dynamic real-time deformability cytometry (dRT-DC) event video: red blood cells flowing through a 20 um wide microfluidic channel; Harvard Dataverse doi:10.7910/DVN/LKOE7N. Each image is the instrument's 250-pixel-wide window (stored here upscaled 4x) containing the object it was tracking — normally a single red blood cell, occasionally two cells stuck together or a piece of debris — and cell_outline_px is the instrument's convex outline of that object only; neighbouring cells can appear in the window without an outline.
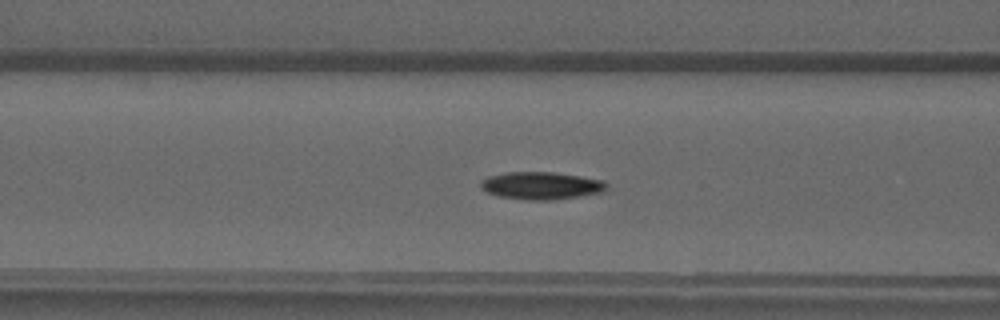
{"species": "common noctule bat (a hibernating species)", "species_latin": "Nyctalus noctula", "temperature_condition": "warm", "stored_images_in_passage": 43, "camera_frame_rate_fps": 3000, "um_per_image_px": 0.085, "animal": {"sex": "male", "forearm_length_mm": 52.5}, "frame": {"image": 1, "passage_image": 19, "time_ms": 6.0, "image_size_px": [1000, 320], "cell_outline_px": [[608, 184], [600, 192], [580, 196], [552, 200], [528, 200], [496, 196], [480, 188], [480, 180], [488, 176], [508, 172], [552, 172], [580, 176], [604, 180]], "centroid_in_image_um": [45.95, 15.78], "position_along_channel_um": 120.6, "area_um2": 20.17}}
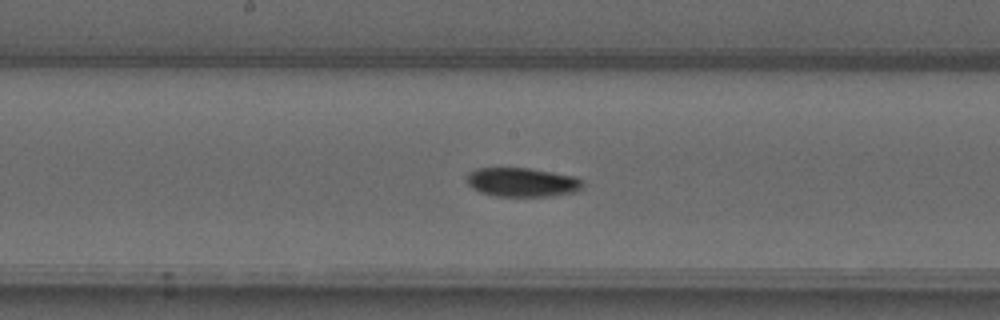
{"frame": {"image": 2, "passage_image": 25, "time_ms": 8.0, "image_size_px": [1000, 320], "cell_outline_px": [[584, 188], [576, 192], [552, 196], [496, 196], [480, 192], [472, 188], [468, 184], [464, 176], [468, 172], [476, 168], [528, 168], [576, 176], [584, 180]], "centroid_in_image_um": [44.4, 15.49], "position_along_channel_um": 203.8, "area_um2": 20.0}}
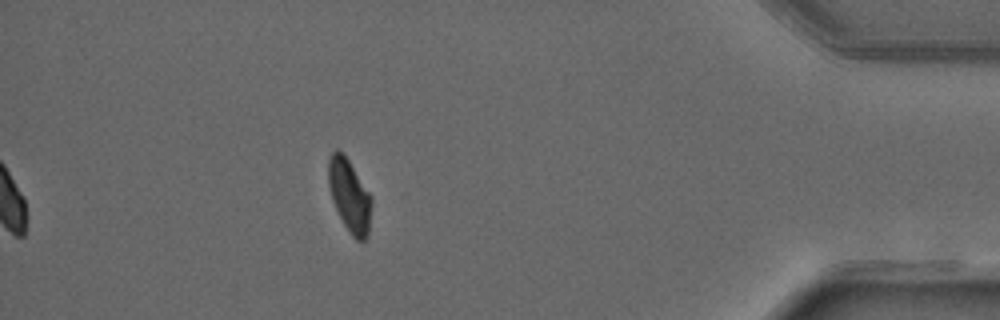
{"frame": {"image": 3, "passage_image": 43, "time_ms": 14.0, "image_size_px": [1000, 320], "cell_outline_px": [[372, 204], [368, 236], [364, 240], [356, 240], [352, 236], [344, 224], [332, 200], [328, 184], [328, 160], [332, 152], [336, 148], [348, 160], [372, 196]], "centroid_in_image_um": [29.71, 16.64], "position_along_channel_um": 405.5, "area_um2": 18.15}}